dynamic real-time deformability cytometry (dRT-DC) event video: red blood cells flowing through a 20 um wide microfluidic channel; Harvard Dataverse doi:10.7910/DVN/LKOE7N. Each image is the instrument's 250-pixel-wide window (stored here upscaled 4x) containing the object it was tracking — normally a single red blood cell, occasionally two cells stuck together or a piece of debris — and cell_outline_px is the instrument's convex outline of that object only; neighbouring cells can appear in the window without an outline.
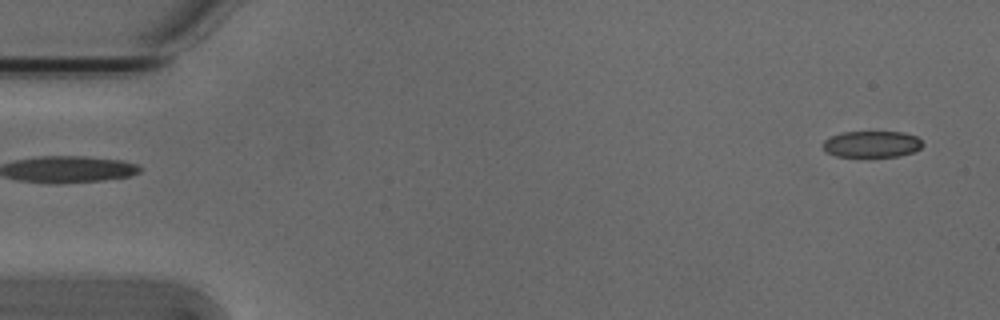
{"species": "Egyptian fruit bat (a non-hibernating species)", "species_latin": "Rousettus aegyptiacus", "temperature_condition": "cold", "stored_images_in_passage": 3, "segment_of_instrument_passage": [2, 2], "camera_frame_rate_fps": 3000, "um_per_image_px": 0.085, "animal": {"sex": "male"}, "frame": {"image": 1, "passage_image": 3, "time_ms": 0.667, "image_size_px": [1000, 320], "cell_outline_px": [[924, 144], [920, 148], [912, 152], [900, 156], [836, 156], [824, 152], [824, 140], [840, 132], [904, 132], [916, 136]], "centroid_in_image_um": [74.1, 12.25], "position_along_channel_um": 10.9, "area_um2": 15.26}}